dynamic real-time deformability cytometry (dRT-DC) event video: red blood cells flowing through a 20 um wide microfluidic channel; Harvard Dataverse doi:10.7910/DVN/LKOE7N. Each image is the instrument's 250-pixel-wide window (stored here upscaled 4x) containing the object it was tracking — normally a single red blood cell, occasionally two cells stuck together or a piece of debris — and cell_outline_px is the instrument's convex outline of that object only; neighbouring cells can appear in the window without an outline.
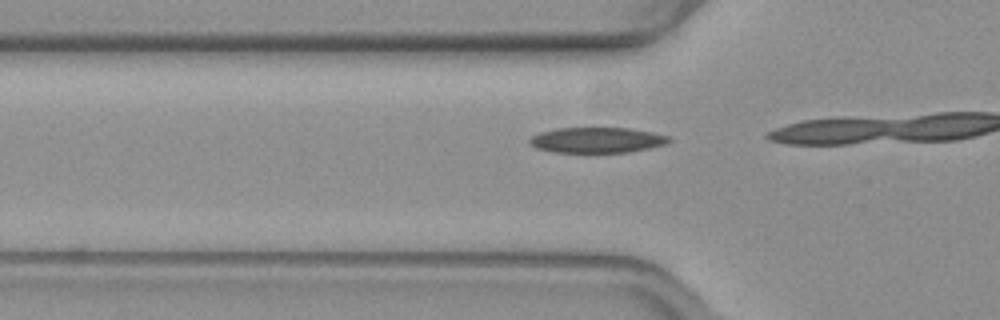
{"species": "common noctule bat (a hibernating species)", "species_latin": "Nyctalus noctula", "temperature_condition": "warm", "stored_images_in_passage": 16, "camera_frame_rate_fps": 3000, "um_per_image_px": 0.085, "animal": {"sex": "female", "body_mass_g": 19.3, "forearm_length_mm": 54.1}, "frame": {"image": 1, "passage_image": 14, "time_ms": 4.333, "image_size_px": [1000, 320], "cell_outline_px": [[672, 140], [664, 144], [648, 148], [628, 152], [552, 152], [536, 148], [528, 140], [532, 136], [540, 132], [556, 128], [628, 128], [652, 132], [668, 136]], "centroid_in_image_um": [50.72, 11.9], "position_along_channel_um": 75.1, "area_um2": 20.52}}